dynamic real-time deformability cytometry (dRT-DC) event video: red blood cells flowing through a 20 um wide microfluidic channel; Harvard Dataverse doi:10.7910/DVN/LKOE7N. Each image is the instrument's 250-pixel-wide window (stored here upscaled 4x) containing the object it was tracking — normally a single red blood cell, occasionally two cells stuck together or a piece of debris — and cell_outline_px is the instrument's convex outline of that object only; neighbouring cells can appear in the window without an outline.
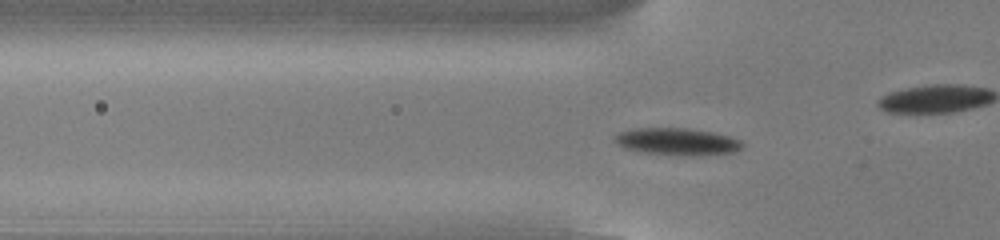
{"species": "common noctule bat (a hibernating species)", "species_latin": "Nyctalus noctula", "temperature_condition": "cold", "stored_images_in_passage": 54, "camera_frame_rate_fps": 3000, "um_per_image_px": 0.085, "animal": {"sex": "male", "body_mass_g": 13.0, "forearm_length_mm": 53.1}, "frame": {"image": 1, "passage_image": 17, "time_ms": 5.333, "image_size_px": [1000, 240], "cell_outline_px": [[744, 144], [740, 148], [732, 152], [696, 156], [676, 156], [636, 152], [624, 148], [616, 144], [612, 136], [620, 132], [632, 128], [688, 128], [712, 132], [732, 136], [740, 140]], "centroid_in_image_um": [57.5, 12.05], "position_along_channel_um": 68.3, "area_um2": 20.69}}
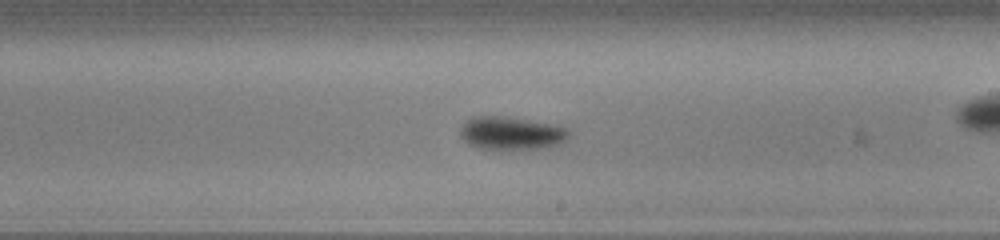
{"frame": {"image": 2, "passage_image": 31, "time_ms": 10.0, "image_size_px": [1000, 240], "cell_outline_px": [[572, 136], [560, 144], [544, 148], [480, 148], [468, 144], [460, 136], [460, 128], [472, 116], [504, 116], [552, 124], [568, 128]], "centroid_in_image_um": [43.49, 11.31], "position_along_channel_um": 245.5, "area_um2": 20.81}}
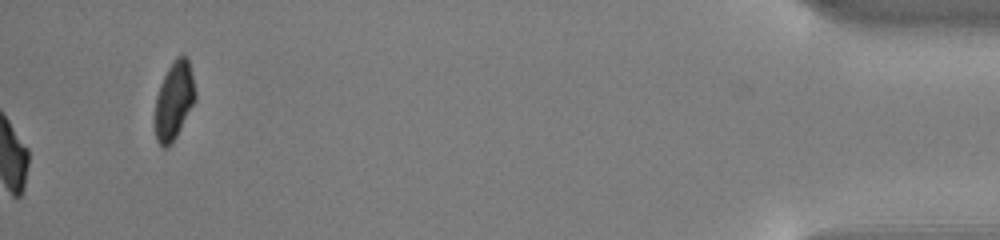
{"frame": {"image": 3, "passage_image": 54, "time_ms": 17.667, "image_size_px": [1000, 240], "cell_outline_px": [[196, 100], [176, 136], [164, 148], [160, 148], [156, 140], [156, 96], [160, 84], [168, 68], [176, 56], [188, 56], [196, 92]], "centroid_in_image_um": [14.81, 8.51], "position_along_channel_um": 420.4, "area_um2": 18.09}, "authors_computed_cell_mechanics": {"area_um2": 18.9006, "velocity_mm_per_s": 3.8212, "shape_relaxation_time_tau1_ms": 1.8569, "shape_relaxation_time_tau2_ms": null, "deformation_change_tau1": 0.1222, "deformation_change_tau2": null}}